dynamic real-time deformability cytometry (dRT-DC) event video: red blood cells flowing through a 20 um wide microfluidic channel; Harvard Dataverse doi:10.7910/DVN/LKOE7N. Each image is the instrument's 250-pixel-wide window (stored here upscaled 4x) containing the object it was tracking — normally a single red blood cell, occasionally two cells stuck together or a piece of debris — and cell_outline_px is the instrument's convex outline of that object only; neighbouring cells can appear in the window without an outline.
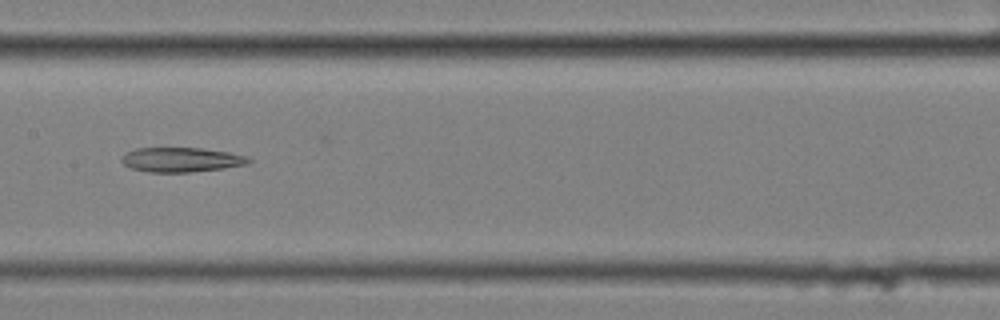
{"species": "common noctule bat (a hibernating species)", "species_latin": "Nyctalus noctula", "temperature_condition": "cold", "stored_images_in_passage": 12, "segment_of_instrument_passage": [2, 2], "camera_frame_rate_fps": 3000, "um_per_image_px": 0.085, "animal": {"sex": "female", "body_mass_g": 25.1}, "frame": {"image": 1, "passage_image": 7, "time_ms": 2.0, "image_size_px": [1000, 320], "cell_outline_px": [[252, 160], [248, 164], [224, 168], [188, 172], [148, 172], [132, 168], [124, 164], [120, 160], [120, 156], [136, 148], [200, 148], [228, 152], [248, 156]], "centroid_in_image_um": [15.41, 13.57], "position_along_channel_um": 192.0, "area_um2": 18.15}}
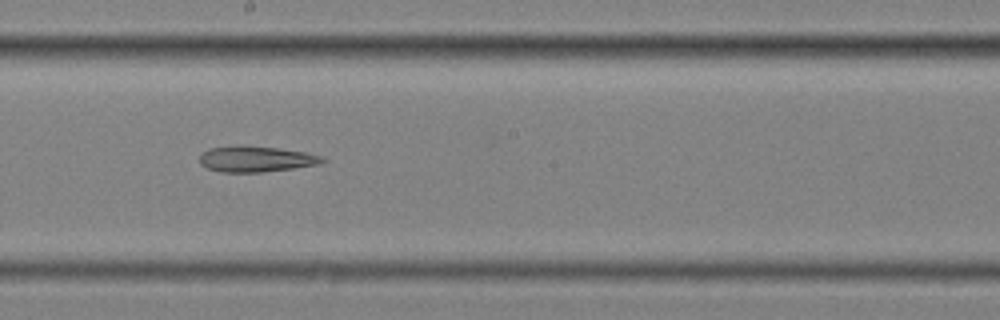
{"frame": {"image": 2, "passage_image": 8, "time_ms": 2.333, "image_size_px": [1000, 320], "cell_outline_px": [[328, 160], [320, 164], [264, 172], [220, 172], [208, 168], [200, 164], [200, 156], [208, 148], [236, 144], [244, 144], [280, 148], [304, 152], [320, 156]], "centroid_in_image_um": [21.74, 13.49], "position_along_channel_um": 226.5, "area_um2": 18.79}}